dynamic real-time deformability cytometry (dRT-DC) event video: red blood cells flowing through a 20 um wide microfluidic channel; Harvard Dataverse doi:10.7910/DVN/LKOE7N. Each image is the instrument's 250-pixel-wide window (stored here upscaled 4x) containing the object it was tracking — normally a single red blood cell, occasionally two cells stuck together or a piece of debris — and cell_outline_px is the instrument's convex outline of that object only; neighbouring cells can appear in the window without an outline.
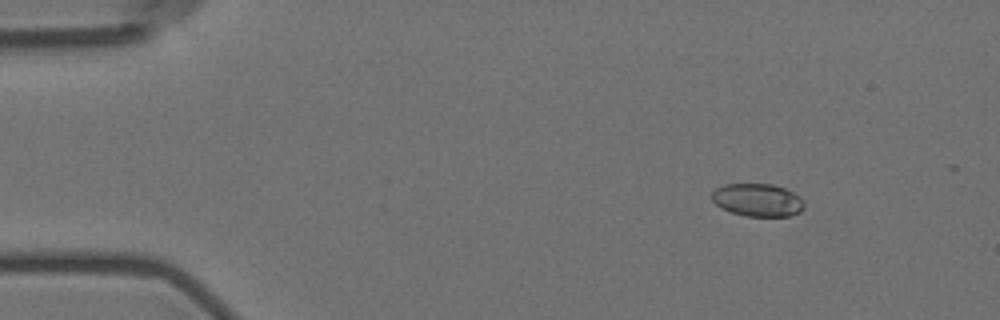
{"species": "Egyptian fruit bat (a non-hibernating species)", "species_latin": "Rousettus aegyptiacus", "temperature_condition": "room temperature", "stored_images_in_passage": 5, "camera_frame_rate_fps": 3000, "um_per_image_px": 0.085, "animal": {"sex": "female"}, "frame": {"image": 1, "passage_image": 2, "time_ms": 1.333, "image_size_px": [1000, 320], "cell_outline_px": [[804, 208], [800, 212], [788, 216], [744, 216], [732, 212], [716, 204], [712, 200], [712, 192], [716, 188], [724, 184], [772, 184], [784, 188], [800, 196], [804, 200]], "centroid_in_image_um": [64.42, 17.0], "position_along_channel_um": 20.6, "area_um2": 17.63}}